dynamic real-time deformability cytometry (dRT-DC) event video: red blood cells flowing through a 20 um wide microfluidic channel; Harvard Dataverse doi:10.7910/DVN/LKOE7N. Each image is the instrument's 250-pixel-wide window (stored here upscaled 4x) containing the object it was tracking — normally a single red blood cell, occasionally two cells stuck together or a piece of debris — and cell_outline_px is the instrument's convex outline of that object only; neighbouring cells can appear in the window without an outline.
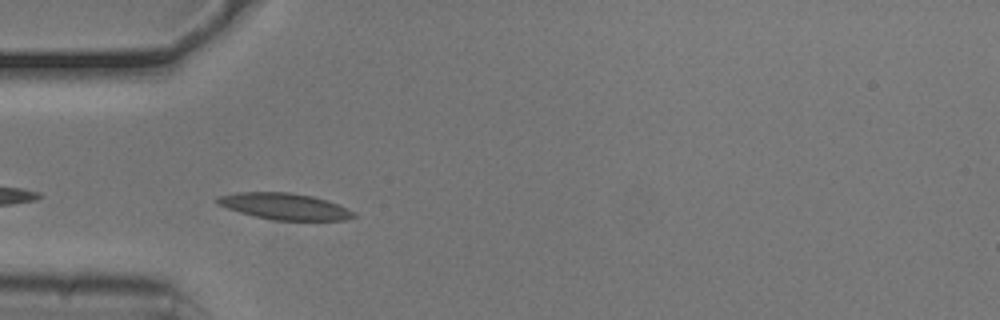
{"species": "common noctule bat (a hibernating species)", "species_latin": "Nyctalus noctula", "temperature_condition": "cold", "stored_images_in_passage": 7, "camera_frame_rate_fps": 3000, "um_per_image_px": 0.085, "animal": {"sex": "male", "body_mass_g": 20.5, "forearm_length_mm": 52.5}, "frame": {"image": 1, "passage_image": 3, "time_ms": 0.667, "image_size_px": [1000, 320], "cell_outline_px": [[356, 216], [344, 220], [272, 220], [252, 216], [216, 204], [216, 196], [236, 192], [288, 192], [312, 196], [328, 200], [352, 212]], "centroid_in_image_um": [24.11, 17.53], "position_along_channel_um": 60.9, "area_um2": 20.87}}